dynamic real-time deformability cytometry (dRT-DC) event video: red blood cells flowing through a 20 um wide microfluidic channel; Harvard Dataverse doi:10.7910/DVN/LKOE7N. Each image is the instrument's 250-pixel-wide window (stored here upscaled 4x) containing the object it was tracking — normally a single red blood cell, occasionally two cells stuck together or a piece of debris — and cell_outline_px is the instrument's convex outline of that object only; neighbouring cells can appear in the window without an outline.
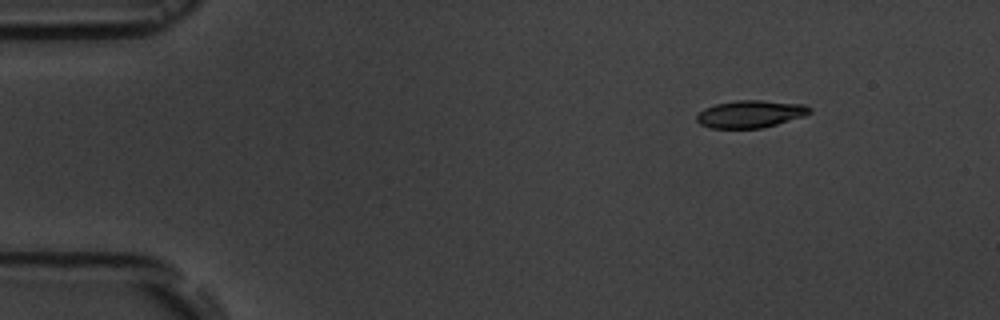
{"species": "common noctule bat (a hibernating species)", "species_latin": "Nyctalus noctula", "temperature_condition": "room temperature", "stored_images_in_passage": 5, "camera_frame_rate_fps": 3000, "um_per_image_px": 0.085, "animal": {"sex": "male", "body_mass_g": 19.5, "forearm_length_mm": 54.6}, "frame": {"image": 1, "passage_image": 1, "time_ms": 0.0, "image_size_px": [1000, 320], "cell_outline_px": [[812, 112], [804, 116], [776, 124], [760, 128], [712, 128], [700, 124], [696, 120], [696, 116], [704, 108], [716, 104], [736, 100], [760, 100], [804, 104], [812, 108]], "centroid_in_image_um": [63.79, 9.68], "position_along_channel_um": 21.2, "area_um2": 17.98}}
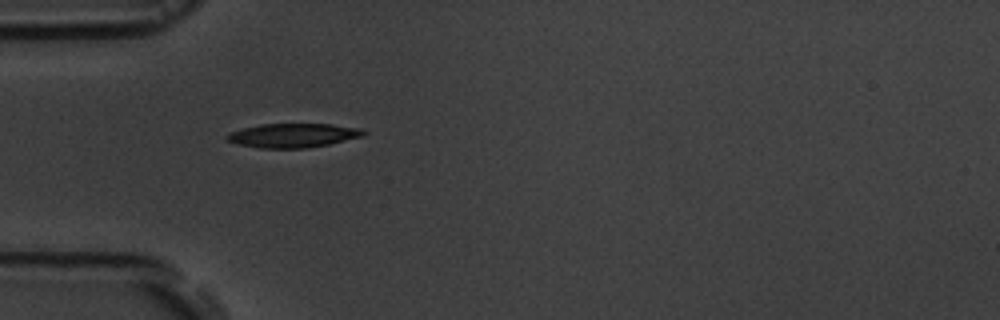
{"frame": {"image": 2, "passage_image": 4, "time_ms": 3.333, "image_size_px": [1000, 320], "cell_outline_px": [[368, 132], [364, 136], [328, 144], [308, 148], [260, 148], [236, 144], [228, 140], [224, 136], [228, 132], [260, 124], [332, 124], [364, 128]], "centroid_in_image_um": [24.94, 11.5], "position_along_channel_um": 60.1, "area_um2": 19.36}}
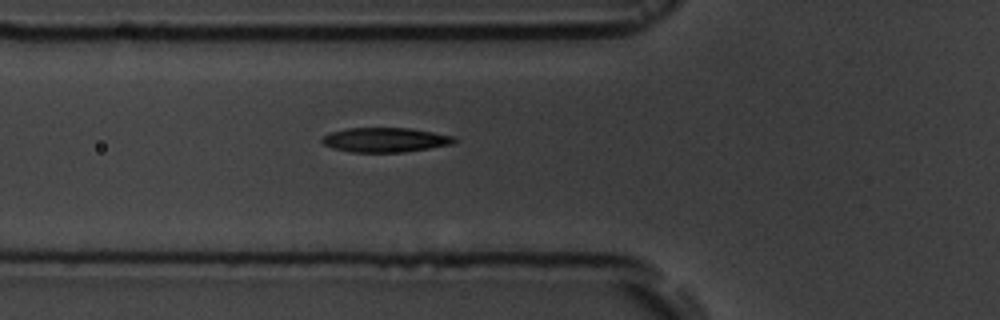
{"frame": {"image": 3, "passage_image": 5, "time_ms": 4.333, "image_size_px": [1000, 320], "cell_outline_px": [[456, 140], [452, 144], [404, 152], [352, 152], [332, 148], [324, 144], [320, 140], [324, 136], [332, 132], [348, 128], [408, 128], [456, 136]], "centroid_in_image_um": [32.75, 11.89], "position_along_channel_um": 93.1, "area_um2": 18.73}}